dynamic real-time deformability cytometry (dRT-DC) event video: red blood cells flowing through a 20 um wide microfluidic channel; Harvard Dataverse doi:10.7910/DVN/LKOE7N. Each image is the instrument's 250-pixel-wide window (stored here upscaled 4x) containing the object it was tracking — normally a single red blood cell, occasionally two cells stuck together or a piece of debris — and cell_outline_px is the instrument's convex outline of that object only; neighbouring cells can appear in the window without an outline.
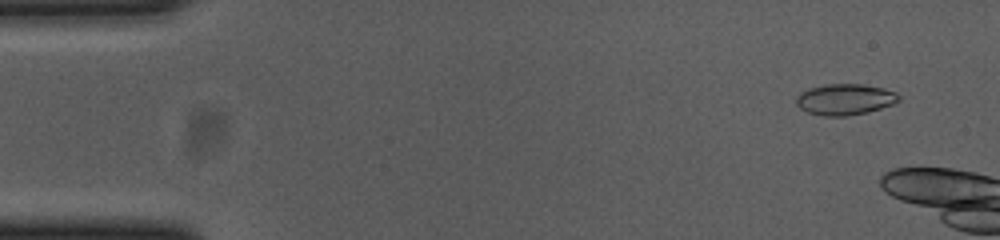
{"species": "common noctule bat (a hibernating species)", "species_latin": "Nyctalus noctula", "temperature_condition": "cold", "stored_images_in_passage": 7, "camera_frame_rate_fps": 3000, "um_per_image_px": 0.085, "animal": {"sex": "female", "body_mass_g": 23.0, "forearm_length_mm": 53.4}, "frame": {"image": 1, "passage_image": 4, "time_ms": 1.0, "image_size_px": [1000, 240], "cell_outline_px": [[900, 100], [892, 104], [868, 112], [848, 116], [824, 116], [808, 112], [800, 108], [796, 104], [796, 96], [800, 92], [808, 88], [824, 84], [864, 84], [884, 88], [896, 92], [900, 96]], "centroid_in_image_um": [71.81, 8.44], "position_along_channel_um": 13.2, "area_um2": 18.73}}